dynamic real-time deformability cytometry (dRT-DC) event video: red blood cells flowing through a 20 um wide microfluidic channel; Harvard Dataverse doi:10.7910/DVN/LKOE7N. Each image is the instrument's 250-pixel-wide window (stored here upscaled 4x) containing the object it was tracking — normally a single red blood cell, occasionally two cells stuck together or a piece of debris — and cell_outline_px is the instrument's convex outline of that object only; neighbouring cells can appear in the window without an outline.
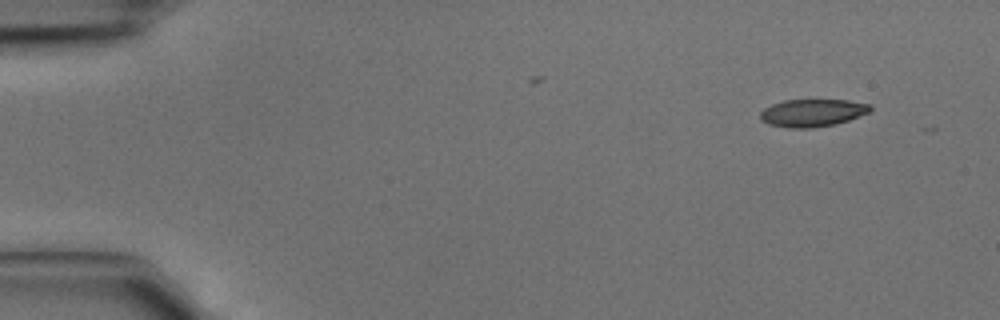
{"species": "common noctule bat (a hibernating species)", "species_latin": "Nyctalus noctula", "temperature_condition": "cold", "stored_images_in_passage": 4, "camera_frame_rate_fps": 3000, "um_per_image_px": 0.085, "animal": {"sex": "male", "body_mass_g": 15.6}, "frame": {"image": 1, "passage_image": 1, "time_ms": 0.0, "image_size_px": [1000, 320], "cell_outline_px": [[872, 108], [868, 112], [848, 120], [832, 124], [812, 128], [788, 128], [768, 124], [760, 120], [760, 112], [764, 108], [772, 104], [784, 100], [848, 100], [872, 104]], "centroid_in_image_um": [69.02, 9.59], "position_along_channel_um": 16.0, "area_um2": 17.63}}
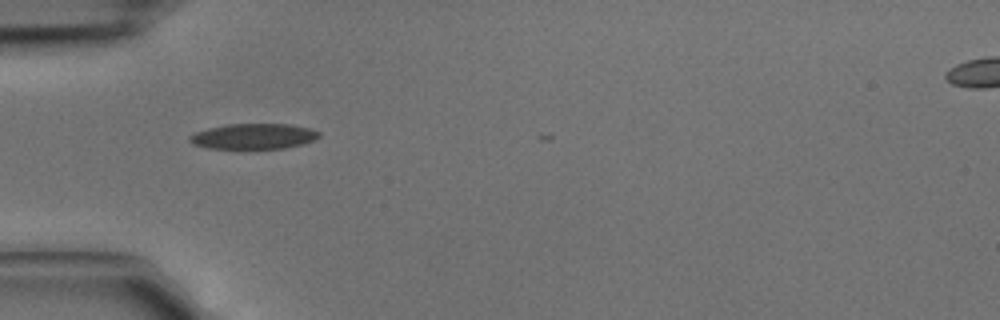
{"frame": {"image": 2, "passage_image": 4, "time_ms": 1.0, "image_size_px": [1000, 320], "cell_outline_px": [[320, 136], [312, 140], [300, 144], [284, 148], [208, 148], [192, 144], [188, 140], [188, 136], [196, 132], [208, 128], [228, 124], [292, 124], [308, 128], [320, 132]], "centroid_in_image_um": [21.52, 11.58], "position_along_channel_um": 63.5, "area_um2": 19.02}}